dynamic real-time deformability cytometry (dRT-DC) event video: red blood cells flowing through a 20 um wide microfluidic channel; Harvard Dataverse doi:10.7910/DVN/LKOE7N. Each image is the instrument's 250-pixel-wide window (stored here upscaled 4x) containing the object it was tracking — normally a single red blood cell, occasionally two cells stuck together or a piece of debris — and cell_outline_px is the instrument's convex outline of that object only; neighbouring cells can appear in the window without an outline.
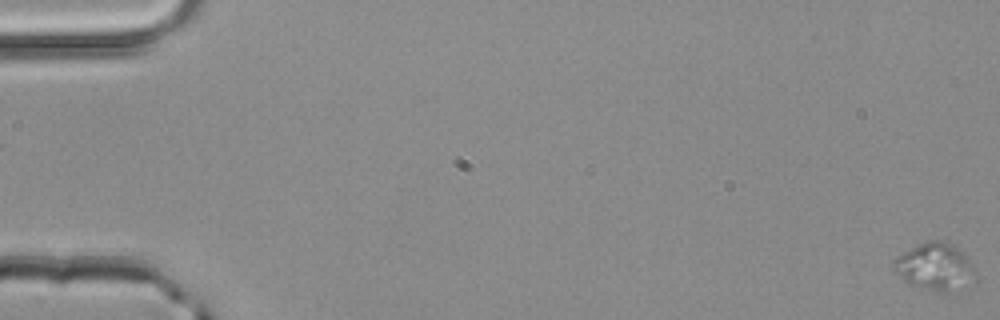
{"species": "common noctule bat (a hibernating species)", "species_latin": "Nyctalus noctula", "temperature_condition": "room temperature", "stored_images_in_passage": 4, "camera_frame_rate_fps": 3000, "um_per_image_px": 0.085, "animal": {"sex": "male", "body_mass_g": 20.4}, "frame": {"image": 1, "passage_image": 1, "time_ms": 0.0, "image_size_px": [1000, 320], "cell_outline_px": [[976, 284], [948, 292], [936, 292], [920, 288], [908, 284], [896, 272], [892, 264], [904, 252], [928, 240], [944, 240], [952, 244], [968, 256], [976, 276]], "centroid_in_image_um": [79.55, 22.7], "position_along_channel_um": 5.5, "area_um2": 22.72}}
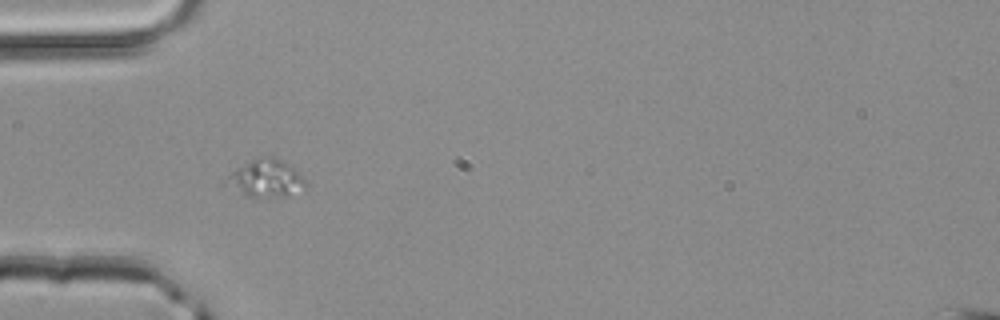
{"frame": {"image": 2, "passage_image": 4, "time_ms": 1.0, "image_size_px": [1000, 320], "cell_outline_px": [[308, 184], [304, 188], [288, 196], [244, 196], [220, 184], [220, 180], [232, 172], [252, 160], [264, 156], [272, 156], [292, 164]], "centroid_in_image_um": [22.54, 15.17], "position_along_channel_um": 62.5, "area_um2": 17.63}}